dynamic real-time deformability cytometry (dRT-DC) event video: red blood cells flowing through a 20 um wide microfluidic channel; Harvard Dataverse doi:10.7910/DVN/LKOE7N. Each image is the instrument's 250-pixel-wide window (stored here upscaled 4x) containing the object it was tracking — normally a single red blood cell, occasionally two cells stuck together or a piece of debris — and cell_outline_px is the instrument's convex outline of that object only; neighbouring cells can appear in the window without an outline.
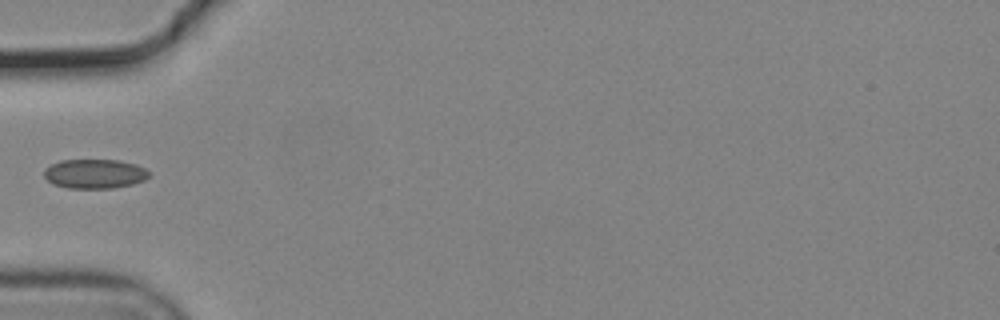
{"species": "common noctule bat (a hibernating species)", "species_latin": "Nyctalus noctula", "temperature_condition": "cold", "stored_images_in_passage": 29, "camera_frame_rate_fps": 3000, "um_per_image_px": 0.085, "animal": {"sex": "male", "body_mass_g": 19.2, "forearm_length_mm": 51.8}, "frame": {"image": 1, "passage_image": 1, "time_ms": 0.0, "image_size_px": [1000, 320], "cell_outline_px": [[148, 176], [144, 180], [132, 184], [112, 188], [68, 188], [52, 184], [44, 176], [44, 168], [60, 160], [120, 160], [136, 164], [144, 168], [148, 172]], "centroid_in_image_um": [8.02, 14.77], "position_along_channel_um": 77.0, "area_um2": 17.92}}
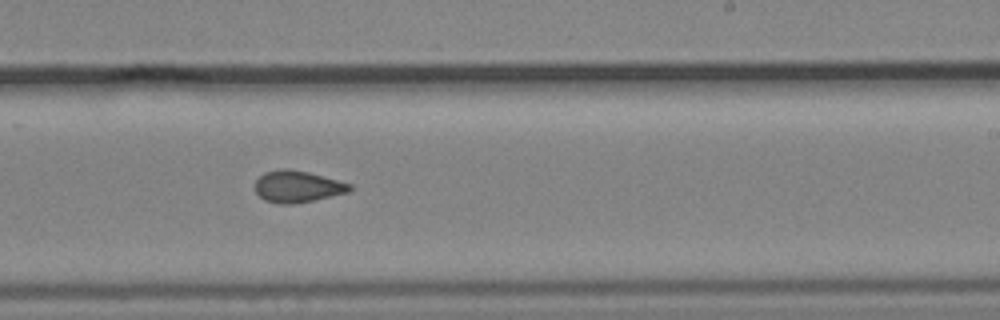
{"frame": {"image": 2, "passage_image": 16, "time_ms": 5.0, "image_size_px": [1000, 320], "cell_outline_px": [[352, 188], [348, 192], [312, 200], [292, 204], [280, 204], [264, 200], [256, 192], [256, 180], [264, 172], [284, 168], [288, 168], [308, 172], [352, 184]], "centroid_in_image_um": [25.27, 15.85], "position_along_channel_um": 263.7, "area_um2": 17.28}}
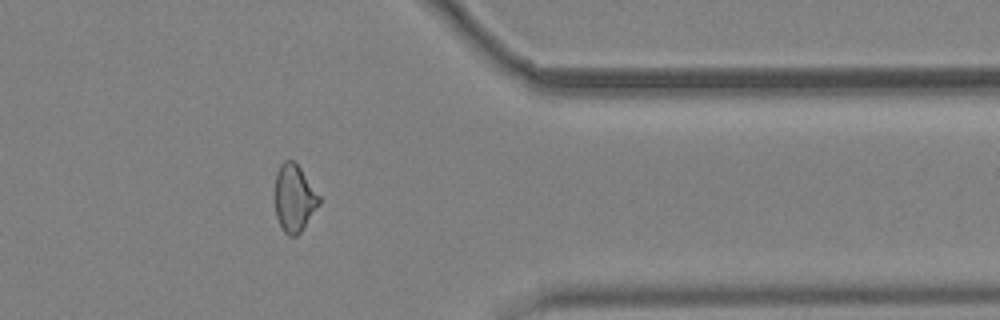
{"frame": {"image": 3, "passage_image": 27, "time_ms": 8.667, "image_size_px": [1000, 320], "cell_outline_px": [[320, 204], [300, 232], [296, 236], [288, 236], [284, 232], [276, 216], [276, 172], [280, 164], [284, 160], [292, 160], [300, 168], [320, 196]], "centroid_in_image_um": [25.01, 16.84], "position_along_channel_um": 386.4, "area_um2": 17.05}}